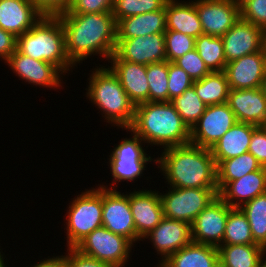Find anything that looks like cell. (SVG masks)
I'll list each match as a JSON object with an SVG mask.
<instances>
[{"mask_svg": "<svg viewBox=\"0 0 266 267\" xmlns=\"http://www.w3.org/2000/svg\"><path fill=\"white\" fill-rule=\"evenodd\" d=\"M218 250L220 267H257L266 254L259 244L221 245Z\"/></svg>", "mask_w": 266, "mask_h": 267, "instance_id": "cell-28", "label": "cell"}, {"mask_svg": "<svg viewBox=\"0 0 266 267\" xmlns=\"http://www.w3.org/2000/svg\"><path fill=\"white\" fill-rule=\"evenodd\" d=\"M164 6L166 30L181 32L193 38L203 34L194 1L191 3H179L177 0H167Z\"/></svg>", "mask_w": 266, "mask_h": 267, "instance_id": "cell-26", "label": "cell"}, {"mask_svg": "<svg viewBox=\"0 0 266 267\" xmlns=\"http://www.w3.org/2000/svg\"><path fill=\"white\" fill-rule=\"evenodd\" d=\"M167 0H115L112 15L118 22L134 15L161 10Z\"/></svg>", "mask_w": 266, "mask_h": 267, "instance_id": "cell-36", "label": "cell"}, {"mask_svg": "<svg viewBox=\"0 0 266 267\" xmlns=\"http://www.w3.org/2000/svg\"><path fill=\"white\" fill-rule=\"evenodd\" d=\"M17 49L35 60L55 65L61 71L60 75L74 65L66 52L65 33L59 16H43L17 37Z\"/></svg>", "mask_w": 266, "mask_h": 267, "instance_id": "cell-4", "label": "cell"}, {"mask_svg": "<svg viewBox=\"0 0 266 267\" xmlns=\"http://www.w3.org/2000/svg\"><path fill=\"white\" fill-rule=\"evenodd\" d=\"M33 267H66L65 256H56V258L40 261L39 264L37 263Z\"/></svg>", "mask_w": 266, "mask_h": 267, "instance_id": "cell-46", "label": "cell"}, {"mask_svg": "<svg viewBox=\"0 0 266 267\" xmlns=\"http://www.w3.org/2000/svg\"><path fill=\"white\" fill-rule=\"evenodd\" d=\"M195 50L210 72L224 71L227 62L222 37L201 34L196 38Z\"/></svg>", "mask_w": 266, "mask_h": 267, "instance_id": "cell-32", "label": "cell"}, {"mask_svg": "<svg viewBox=\"0 0 266 267\" xmlns=\"http://www.w3.org/2000/svg\"><path fill=\"white\" fill-rule=\"evenodd\" d=\"M265 48H266V31H265Z\"/></svg>", "mask_w": 266, "mask_h": 267, "instance_id": "cell-51", "label": "cell"}, {"mask_svg": "<svg viewBox=\"0 0 266 267\" xmlns=\"http://www.w3.org/2000/svg\"><path fill=\"white\" fill-rule=\"evenodd\" d=\"M226 62L256 53L265 47V31L243 19H239L222 36Z\"/></svg>", "mask_w": 266, "mask_h": 267, "instance_id": "cell-15", "label": "cell"}, {"mask_svg": "<svg viewBox=\"0 0 266 267\" xmlns=\"http://www.w3.org/2000/svg\"><path fill=\"white\" fill-rule=\"evenodd\" d=\"M265 255L259 261L257 267H266V259L264 260Z\"/></svg>", "mask_w": 266, "mask_h": 267, "instance_id": "cell-48", "label": "cell"}, {"mask_svg": "<svg viewBox=\"0 0 266 267\" xmlns=\"http://www.w3.org/2000/svg\"><path fill=\"white\" fill-rule=\"evenodd\" d=\"M170 102L190 129L200 119L208 106L199 98L193 86Z\"/></svg>", "mask_w": 266, "mask_h": 267, "instance_id": "cell-34", "label": "cell"}, {"mask_svg": "<svg viewBox=\"0 0 266 267\" xmlns=\"http://www.w3.org/2000/svg\"><path fill=\"white\" fill-rule=\"evenodd\" d=\"M68 255L65 256L66 267H111L94 258L85 256L75 250L68 248Z\"/></svg>", "mask_w": 266, "mask_h": 267, "instance_id": "cell-44", "label": "cell"}, {"mask_svg": "<svg viewBox=\"0 0 266 267\" xmlns=\"http://www.w3.org/2000/svg\"><path fill=\"white\" fill-rule=\"evenodd\" d=\"M164 35L168 62H173L187 52L195 49L196 38L172 30H166Z\"/></svg>", "mask_w": 266, "mask_h": 267, "instance_id": "cell-37", "label": "cell"}, {"mask_svg": "<svg viewBox=\"0 0 266 267\" xmlns=\"http://www.w3.org/2000/svg\"><path fill=\"white\" fill-rule=\"evenodd\" d=\"M192 85L193 80L184 69L173 62H168V102L180 96Z\"/></svg>", "mask_w": 266, "mask_h": 267, "instance_id": "cell-38", "label": "cell"}, {"mask_svg": "<svg viewBox=\"0 0 266 267\" xmlns=\"http://www.w3.org/2000/svg\"><path fill=\"white\" fill-rule=\"evenodd\" d=\"M248 152L253 154L258 163L266 168V128L257 126L252 133Z\"/></svg>", "mask_w": 266, "mask_h": 267, "instance_id": "cell-42", "label": "cell"}, {"mask_svg": "<svg viewBox=\"0 0 266 267\" xmlns=\"http://www.w3.org/2000/svg\"><path fill=\"white\" fill-rule=\"evenodd\" d=\"M240 18L266 31V0H241Z\"/></svg>", "mask_w": 266, "mask_h": 267, "instance_id": "cell-39", "label": "cell"}, {"mask_svg": "<svg viewBox=\"0 0 266 267\" xmlns=\"http://www.w3.org/2000/svg\"><path fill=\"white\" fill-rule=\"evenodd\" d=\"M170 189L164 195L160 193L164 217L189 224H192L194 219L218 197V188Z\"/></svg>", "mask_w": 266, "mask_h": 267, "instance_id": "cell-8", "label": "cell"}, {"mask_svg": "<svg viewBox=\"0 0 266 267\" xmlns=\"http://www.w3.org/2000/svg\"><path fill=\"white\" fill-rule=\"evenodd\" d=\"M262 166L249 152L237 157L222 160L216 165L218 192L228 183L259 170Z\"/></svg>", "mask_w": 266, "mask_h": 267, "instance_id": "cell-30", "label": "cell"}, {"mask_svg": "<svg viewBox=\"0 0 266 267\" xmlns=\"http://www.w3.org/2000/svg\"><path fill=\"white\" fill-rule=\"evenodd\" d=\"M237 122L228 103L208 105L190 129V143L211 147Z\"/></svg>", "mask_w": 266, "mask_h": 267, "instance_id": "cell-9", "label": "cell"}, {"mask_svg": "<svg viewBox=\"0 0 266 267\" xmlns=\"http://www.w3.org/2000/svg\"><path fill=\"white\" fill-rule=\"evenodd\" d=\"M257 126L236 122L212 147L216 165L222 161L247 153L253 130Z\"/></svg>", "mask_w": 266, "mask_h": 267, "instance_id": "cell-24", "label": "cell"}, {"mask_svg": "<svg viewBox=\"0 0 266 267\" xmlns=\"http://www.w3.org/2000/svg\"><path fill=\"white\" fill-rule=\"evenodd\" d=\"M1 252H0V267H6L4 264V260H3V255L1 256Z\"/></svg>", "mask_w": 266, "mask_h": 267, "instance_id": "cell-49", "label": "cell"}, {"mask_svg": "<svg viewBox=\"0 0 266 267\" xmlns=\"http://www.w3.org/2000/svg\"><path fill=\"white\" fill-rule=\"evenodd\" d=\"M159 267H169L164 261L161 260Z\"/></svg>", "mask_w": 266, "mask_h": 267, "instance_id": "cell-50", "label": "cell"}, {"mask_svg": "<svg viewBox=\"0 0 266 267\" xmlns=\"http://www.w3.org/2000/svg\"><path fill=\"white\" fill-rule=\"evenodd\" d=\"M159 163L170 187L217 188L216 163L211 149L192 143L164 149Z\"/></svg>", "mask_w": 266, "mask_h": 267, "instance_id": "cell-2", "label": "cell"}, {"mask_svg": "<svg viewBox=\"0 0 266 267\" xmlns=\"http://www.w3.org/2000/svg\"><path fill=\"white\" fill-rule=\"evenodd\" d=\"M260 89L262 90L263 95L266 97V68H265L264 76L262 78Z\"/></svg>", "mask_w": 266, "mask_h": 267, "instance_id": "cell-47", "label": "cell"}, {"mask_svg": "<svg viewBox=\"0 0 266 267\" xmlns=\"http://www.w3.org/2000/svg\"><path fill=\"white\" fill-rule=\"evenodd\" d=\"M42 17L28 0H0V28L16 37L31 29Z\"/></svg>", "mask_w": 266, "mask_h": 267, "instance_id": "cell-23", "label": "cell"}, {"mask_svg": "<svg viewBox=\"0 0 266 267\" xmlns=\"http://www.w3.org/2000/svg\"><path fill=\"white\" fill-rule=\"evenodd\" d=\"M249 244L257 243L253 239L248 219L240 208H232L228 213L221 245Z\"/></svg>", "mask_w": 266, "mask_h": 267, "instance_id": "cell-31", "label": "cell"}, {"mask_svg": "<svg viewBox=\"0 0 266 267\" xmlns=\"http://www.w3.org/2000/svg\"><path fill=\"white\" fill-rule=\"evenodd\" d=\"M232 209L219 196L213 200L191 224L193 242L219 248L223 241L225 224Z\"/></svg>", "mask_w": 266, "mask_h": 267, "instance_id": "cell-13", "label": "cell"}, {"mask_svg": "<svg viewBox=\"0 0 266 267\" xmlns=\"http://www.w3.org/2000/svg\"><path fill=\"white\" fill-rule=\"evenodd\" d=\"M59 18L65 33L66 52L74 65L92 54L110 59L115 53L117 22L112 13H62Z\"/></svg>", "mask_w": 266, "mask_h": 267, "instance_id": "cell-1", "label": "cell"}, {"mask_svg": "<svg viewBox=\"0 0 266 267\" xmlns=\"http://www.w3.org/2000/svg\"><path fill=\"white\" fill-rule=\"evenodd\" d=\"M132 245L126 237L101 226L94 229L74 249L111 267H123L129 259Z\"/></svg>", "mask_w": 266, "mask_h": 267, "instance_id": "cell-7", "label": "cell"}, {"mask_svg": "<svg viewBox=\"0 0 266 267\" xmlns=\"http://www.w3.org/2000/svg\"><path fill=\"white\" fill-rule=\"evenodd\" d=\"M102 226L109 231L122 235L132 243L141 238L136 234V227L129 205V195L103 187Z\"/></svg>", "mask_w": 266, "mask_h": 267, "instance_id": "cell-11", "label": "cell"}, {"mask_svg": "<svg viewBox=\"0 0 266 267\" xmlns=\"http://www.w3.org/2000/svg\"><path fill=\"white\" fill-rule=\"evenodd\" d=\"M43 16H59L65 13L72 0H28Z\"/></svg>", "mask_w": 266, "mask_h": 267, "instance_id": "cell-43", "label": "cell"}, {"mask_svg": "<svg viewBox=\"0 0 266 267\" xmlns=\"http://www.w3.org/2000/svg\"><path fill=\"white\" fill-rule=\"evenodd\" d=\"M237 122L266 124V97L260 88L230 89L227 101Z\"/></svg>", "mask_w": 266, "mask_h": 267, "instance_id": "cell-19", "label": "cell"}, {"mask_svg": "<svg viewBox=\"0 0 266 267\" xmlns=\"http://www.w3.org/2000/svg\"><path fill=\"white\" fill-rule=\"evenodd\" d=\"M149 102H168V61L146 66Z\"/></svg>", "mask_w": 266, "mask_h": 267, "instance_id": "cell-35", "label": "cell"}, {"mask_svg": "<svg viewBox=\"0 0 266 267\" xmlns=\"http://www.w3.org/2000/svg\"><path fill=\"white\" fill-rule=\"evenodd\" d=\"M129 205L136 227V234L142 239L161 222L163 207L158 191L139 190L129 194Z\"/></svg>", "mask_w": 266, "mask_h": 267, "instance_id": "cell-18", "label": "cell"}, {"mask_svg": "<svg viewBox=\"0 0 266 267\" xmlns=\"http://www.w3.org/2000/svg\"><path fill=\"white\" fill-rule=\"evenodd\" d=\"M128 130L143 142L163 148L190 143V128L171 102H144L135 106L134 120Z\"/></svg>", "mask_w": 266, "mask_h": 267, "instance_id": "cell-3", "label": "cell"}, {"mask_svg": "<svg viewBox=\"0 0 266 267\" xmlns=\"http://www.w3.org/2000/svg\"><path fill=\"white\" fill-rule=\"evenodd\" d=\"M194 5L203 34L222 37L240 19L236 0H197Z\"/></svg>", "mask_w": 266, "mask_h": 267, "instance_id": "cell-12", "label": "cell"}, {"mask_svg": "<svg viewBox=\"0 0 266 267\" xmlns=\"http://www.w3.org/2000/svg\"><path fill=\"white\" fill-rule=\"evenodd\" d=\"M143 140L133 132L131 139H124L117 145L110 155V171L114 182L121 180L133 181L141 176L150 156H146L141 146ZM119 180V181H118Z\"/></svg>", "mask_w": 266, "mask_h": 267, "instance_id": "cell-10", "label": "cell"}, {"mask_svg": "<svg viewBox=\"0 0 266 267\" xmlns=\"http://www.w3.org/2000/svg\"><path fill=\"white\" fill-rule=\"evenodd\" d=\"M148 237L159 251L157 254L163 255L162 261L193 241L191 224L167 217H163L159 225L144 238Z\"/></svg>", "mask_w": 266, "mask_h": 267, "instance_id": "cell-17", "label": "cell"}, {"mask_svg": "<svg viewBox=\"0 0 266 267\" xmlns=\"http://www.w3.org/2000/svg\"><path fill=\"white\" fill-rule=\"evenodd\" d=\"M196 94L206 105L223 104L228 101L230 87L224 71L210 72L192 85Z\"/></svg>", "mask_w": 266, "mask_h": 267, "instance_id": "cell-29", "label": "cell"}, {"mask_svg": "<svg viewBox=\"0 0 266 267\" xmlns=\"http://www.w3.org/2000/svg\"><path fill=\"white\" fill-rule=\"evenodd\" d=\"M20 78L26 82L46 87H59L61 72L55 65L46 61L35 60L16 49L5 61Z\"/></svg>", "mask_w": 266, "mask_h": 267, "instance_id": "cell-20", "label": "cell"}, {"mask_svg": "<svg viewBox=\"0 0 266 267\" xmlns=\"http://www.w3.org/2000/svg\"><path fill=\"white\" fill-rule=\"evenodd\" d=\"M166 32L165 6L161 10L130 16L117 22V39H132Z\"/></svg>", "mask_w": 266, "mask_h": 267, "instance_id": "cell-25", "label": "cell"}, {"mask_svg": "<svg viewBox=\"0 0 266 267\" xmlns=\"http://www.w3.org/2000/svg\"><path fill=\"white\" fill-rule=\"evenodd\" d=\"M17 49V37L11 32L0 28V57L7 60Z\"/></svg>", "mask_w": 266, "mask_h": 267, "instance_id": "cell-45", "label": "cell"}, {"mask_svg": "<svg viewBox=\"0 0 266 267\" xmlns=\"http://www.w3.org/2000/svg\"><path fill=\"white\" fill-rule=\"evenodd\" d=\"M115 0H72L63 14L112 13Z\"/></svg>", "mask_w": 266, "mask_h": 267, "instance_id": "cell-41", "label": "cell"}, {"mask_svg": "<svg viewBox=\"0 0 266 267\" xmlns=\"http://www.w3.org/2000/svg\"><path fill=\"white\" fill-rule=\"evenodd\" d=\"M173 63L184 69L193 81H198L210 73L195 49L177 58Z\"/></svg>", "mask_w": 266, "mask_h": 267, "instance_id": "cell-40", "label": "cell"}, {"mask_svg": "<svg viewBox=\"0 0 266 267\" xmlns=\"http://www.w3.org/2000/svg\"><path fill=\"white\" fill-rule=\"evenodd\" d=\"M169 267H220L217 247L191 242L164 261Z\"/></svg>", "mask_w": 266, "mask_h": 267, "instance_id": "cell-27", "label": "cell"}, {"mask_svg": "<svg viewBox=\"0 0 266 267\" xmlns=\"http://www.w3.org/2000/svg\"><path fill=\"white\" fill-rule=\"evenodd\" d=\"M266 68V48L226 64L224 72L230 89L260 88Z\"/></svg>", "mask_w": 266, "mask_h": 267, "instance_id": "cell-16", "label": "cell"}, {"mask_svg": "<svg viewBox=\"0 0 266 267\" xmlns=\"http://www.w3.org/2000/svg\"><path fill=\"white\" fill-rule=\"evenodd\" d=\"M103 186L82 192L69 205L67 215L68 248H74L94 229L102 226Z\"/></svg>", "mask_w": 266, "mask_h": 267, "instance_id": "cell-6", "label": "cell"}, {"mask_svg": "<svg viewBox=\"0 0 266 267\" xmlns=\"http://www.w3.org/2000/svg\"><path fill=\"white\" fill-rule=\"evenodd\" d=\"M246 215L254 241L266 249V193L241 205Z\"/></svg>", "mask_w": 266, "mask_h": 267, "instance_id": "cell-33", "label": "cell"}, {"mask_svg": "<svg viewBox=\"0 0 266 267\" xmlns=\"http://www.w3.org/2000/svg\"><path fill=\"white\" fill-rule=\"evenodd\" d=\"M264 193H266V168L261 167L259 170L228 182L218 192V196L230 207L240 208L241 205Z\"/></svg>", "mask_w": 266, "mask_h": 267, "instance_id": "cell-22", "label": "cell"}, {"mask_svg": "<svg viewBox=\"0 0 266 267\" xmlns=\"http://www.w3.org/2000/svg\"><path fill=\"white\" fill-rule=\"evenodd\" d=\"M87 97L104 113V118L128 129L134 120L135 105L110 68H97L90 76Z\"/></svg>", "mask_w": 266, "mask_h": 267, "instance_id": "cell-5", "label": "cell"}, {"mask_svg": "<svg viewBox=\"0 0 266 267\" xmlns=\"http://www.w3.org/2000/svg\"><path fill=\"white\" fill-rule=\"evenodd\" d=\"M115 54L124 61L148 65L166 61L164 34L117 39Z\"/></svg>", "mask_w": 266, "mask_h": 267, "instance_id": "cell-14", "label": "cell"}, {"mask_svg": "<svg viewBox=\"0 0 266 267\" xmlns=\"http://www.w3.org/2000/svg\"><path fill=\"white\" fill-rule=\"evenodd\" d=\"M110 69L126 91L129 100L136 106L149 101V84L146 65L121 60L115 53L110 57Z\"/></svg>", "mask_w": 266, "mask_h": 267, "instance_id": "cell-21", "label": "cell"}]
</instances>
